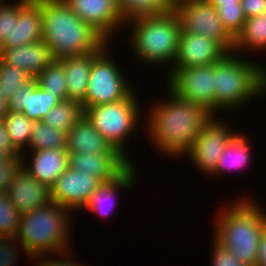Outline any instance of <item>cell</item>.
Here are the masks:
<instances>
[{"instance_id": "cell-1", "label": "cell", "mask_w": 266, "mask_h": 266, "mask_svg": "<svg viewBox=\"0 0 266 266\" xmlns=\"http://www.w3.org/2000/svg\"><path fill=\"white\" fill-rule=\"evenodd\" d=\"M168 93L170 99L155 102L144 122L148 124L150 140L159 151L180 157L189 152L195 138L213 115L199 104L182 99L170 90Z\"/></svg>"}, {"instance_id": "cell-2", "label": "cell", "mask_w": 266, "mask_h": 266, "mask_svg": "<svg viewBox=\"0 0 266 266\" xmlns=\"http://www.w3.org/2000/svg\"><path fill=\"white\" fill-rule=\"evenodd\" d=\"M42 9V40L54 60L103 51L109 43L80 19L64 0H36Z\"/></svg>"}, {"instance_id": "cell-3", "label": "cell", "mask_w": 266, "mask_h": 266, "mask_svg": "<svg viewBox=\"0 0 266 266\" xmlns=\"http://www.w3.org/2000/svg\"><path fill=\"white\" fill-rule=\"evenodd\" d=\"M249 198L237 199L219 214L213 239L241 263L256 266L259 241L266 229V210Z\"/></svg>"}, {"instance_id": "cell-4", "label": "cell", "mask_w": 266, "mask_h": 266, "mask_svg": "<svg viewBox=\"0 0 266 266\" xmlns=\"http://www.w3.org/2000/svg\"><path fill=\"white\" fill-rule=\"evenodd\" d=\"M255 63L230 52L213 64L214 116L219 110L241 109L251 99L266 94V66Z\"/></svg>"}, {"instance_id": "cell-5", "label": "cell", "mask_w": 266, "mask_h": 266, "mask_svg": "<svg viewBox=\"0 0 266 266\" xmlns=\"http://www.w3.org/2000/svg\"><path fill=\"white\" fill-rule=\"evenodd\" d=\"M51 201L44 206L21 215L15 235L19 246L29 259L42 254H57L70 249L71 213ZM70 227V228H69Z\"/></svg>"}, {"instance_id": "cell-6", "label": "cell", "mask_w": 266, "mask_h": 266, "mask_svg": "<svg viewBox=\"0 0 266 266\" xmlns=\"http://www.w3.org/2000/svg\"><path fill=\"white\" fill-rule=\"evenodd\" d=\"M126 24H133L130 40L138 60L149 63L148 66L169 64L167 67H173L181 33L180 21L173 10L160 16L133 19Z\"/></svg>"}, {"instance_id": "cell-7", "label": "cell", "mask_w": 266, "mask_h": 266, "mask_svg": "<svg viewBox=\"0 0 266 266\" xmlns=\"http://www.w3.org/2000/svg\"><path fill=\"white\" fill-rule=\"evenodd\" d=\"M134 93L136 92L132 91L118 102L92 106L84 110V115L97 132L131 164L124 144L141 121L138 97Z\"/></svg>"}, {"instance_id": "cell-8", "label": "cell", "mask_w": 266, "mask_h": 266, "mask_svg": "<svg viewBox=\"0 0 266 266\" xmlns=\"http://www.w3.org/2000/svg\"><path fill=\"white\" fill-rule=\"evenodd\" d=\"M110 44L94 59L89 74L83 110L101 104L114 103L125 99L134 88L128 85L108 50ZM111 57V58H110ZM133 89V90H132Z\"/></svg>"}, {"instance_id": "cell-9", "label": "cell", "mask_w": 266, "mask_h": 266, "mask_svg": "<svg viewBox=\"0 0 266 266\" xmlns=\"http://www.w3.org/2000/svg\"><path fill=\"white\" fill-rule=\"evenodd\" d=\"M173 11L181 32L205 35L217 41L228 53L234 51L235 38L223 26L217 9L207 0H174Z\"/></svg>"}, {"instance_id": "cell-10", "label": "cell", "mask_w": 266, "mask_h": 266, "mask_svg": "<svg viewBox=\"0 0 266 266\" xmlns=\"http://www.w3.org/2000/svg\"><path fill=\"white\" fill-rule=\"evenodd\" d=\"M166 77L168 90L182 99L203 106L214 116L213 64L169 69Z\"/></svg>"}, {"instance_id": "cell-11", "label": "cell", "mask_w": 266, "mask_h": 266, "mask_svg": "<svg viewBox=\"0 0 266 266\" xmlns=\"http://www.w3.org/2000/svg\"><path fill=\"white\" fill-rule=\"evenodd\" d=\"M216 116L203 126L201 132L195 138V141L186 154L192 160L195 167L206 173V175L215 174V168L218 159L221 157L229 139L235 134L231 132L230 126H226L224 122ZM218 120V121H217Z\"/></svg>"}, {"instance_id": "cell-12", "label": "cell", "mask_w": 266, "mask_h": 266, "mask_svg": "<svg viewBox=\"0 0 266 266\" xmlns=\"http://www.w3.org/2000/svg\"><path fill=\"white\" fill-rule=\"evenodd\" d=\"M101 184L92 174H84L68 167L50 188L51 200L73 213L84 208Z\"/></svg>"}, {"instance_id": "cell-13", "label": "cell", "mask_w": 266, "mask_h": 266, "mask_svg": "<svg viewBox=\"0 0 266 266\" xmlns=\"http://www.w3.org/2000/svg\"><path fill=\"white\" fill-rule=\"evenodd\" d=\"M64 1L80 19L92 26L109 43H111V37L115 35L114 33L118 32L117 28L126 25L116 0Z\"/></svg>"}, {"instance_id": "cell-14", "label": "cell", "mask_w": 266, "mask_h": 266, "mask_svg": "<svg viewBox=\"0 0 266 266\" xmlns=\"http://www.w3.org/2000/svg\"><path fill=\"white\" fill-rule=\"evenodd\" d=\"M227 53L217 41L205 35L181 32L176 59L173 67L169 69L212 65Z\"/></svg>"}, {"instance_id": "cell-15", "label": "cell", "mask_w": 266, "mask_h": 266, "mask_svg": "<svg viewBox=\"0 0 266 266\" xmlns=\"http://www.w3.org/2000/svg\"><path fill=\"white\" fill-rule=\"evenodd\" d=\"M6 193L21 215L52 201L50 188L40 184L22 165L15 172Z\"/></svg>"}, {"instance_id": "cell-16", "label": "cell", "mask_w": 266, "mask_h": 266, "mask_svg": "<svg viewBox=\"0 0 266 266\" xmlns=\"http://www.w3.org/2000/svg\"><path fill=\"white\" fill-rule=\"evenodd\" d=\"M61 100L43 90L36 78H32L7 99L8 111L22 112L32 121H41Z\"/></svg>"}, {"instance_id": "cell-17", "label": "cell", "mask_w": 266, "mask_h": 266, "mask_svg": "<svg viewBox=\"0 0 266 266\" xmlns=\"http://www.w3.org/2000/svg\"><path fill=\"white\" fill-rule=\"evenodd\" d=\"M68 165L84 174H92L102 183L117 179L131 163L121 154L71 153Z\"/></svg>"}, {"instance_id": "cell-18", "label": "cell", "mask_w": 266, "mask_h": 266, "mask_svg": "<svg viewBox=\"0 0 266 266\" xmlns=\"http://www.w3.org/2000/svg\"><path fill=\"white\" fill-rule=\"evenodd\" d=\"M26 152L21 154L22 166L40 183L51 188L57 178L69 167V154L65 148L31 151L30 164ZM25 161V162H24ZM26 165V166H25Z\"/></svg>"}, {"instance_id": "cell-19", "label": "cell", "mask_w": 266, "mask_h": 266, "mask_svg": "<svg viewBox=\"0 0 266 266\" xmlns=\"http://www.w3.org/2000/svg\"><path fill=\"white\" fill-rule=\"evenodd\" d=\"M42 9L36 0H20V13L10 36L0 48H13L42 40Z\"/></svg>"}, {"instance_id": "cell-20", "label": "cell", "mask_w": 266, "mask_h": 266, "mask_svg": "<svg viewBox=\"0 0 266 266\" xmlns=\"http://www.w3.org/2000/svg\"><path fill=\"white\" fill-rule=\"evenodd\" d=\"M0 59L25 71L32 78L54 60L48 45L43 40L13 48H0Z\"/></svg>"}, {"instance_id": "cell-21", "label": "cell", "mask_w": 266, "mask_h": 266, "mask_svg": "<svg viewBox=\"0 0 266 266\" xmlns=\"http://www.w3.org/2000/svg\"><path fill=\"white\" fill-rule=\"evenodd\" d=\"M65 149L68 154H120L97 132L85 115L66 133Z\"/></svg>"}, {"instance_id": "cell-22", "label": "cell", "mask_w": 266, "mask_h": 266, "mask_svg": "<svg viewBox=\"0 0 266 266\" xmlns=\"http://www.w3.org/2000/svg\"><path fill=\"white\" fill-rule=\"evenodd\" d=\"M136 172L134 163H132L117 179L108 183H102L91 195L83 209H88L93 213L95 212V214L104 216V218L109 216L116 206V195L118 196L119 190L121 188H131L134 185ZM107 202L111 204L108 205Z\"/></svg>"}, {"instance_id": "cell-23", "label": "cell", "mask_w": 266, "mask_h": 266, "mask_svg": "<svg viewBox=\"0 0 266 266\" xmlns=\"http://www.w3.org/2000/svg\"><path fill=\"white\" fill-rule=\"evenodd\" d=\"M101 52L97 51L84 56L60 59L65 72L68 100L81 103L85 99L91 65Z\"/></svg>"}, {"instance_id": "cell-24", "label": "cell", "mask_w": 266, "mask_h": 266, "mask_svg": "<svg viewBox=\"0 0 266 266\" xmlns=\"http://www.w3.org/2000/svg\"><path fill=\"white\" fill-rule=\"evenodd\" d=\"M247 137L235 133L226 144L221 157L218 159L215 175L222 174L224 171L238 170L246 165H250L251 161V149L252 148L247 141ZM222 172V173H221Z\"/></svg>"}, {"instance_id": "cell-25", "label": "cell", "mask_w": 266, "mask_h": 266, "mask_svg": "<svg viewBox=\"0 0 266 266\" xmlns=\"http://www.w3.org/2000/svg\"><path fill=\"white\" fill-rule=\"evenodd\" d=\"M266 50V15L251 16L245 20L242 31L235 38L234 53ZM240 51V52H238Z\"/></svg>"}, {"instance_id": "cell-26", "label": "cell", "mask_w": 266, "mask_h": 266, "mask_svg": "<svg viewBox=\"0 0 266 266\" xmlns=\"http://www.w3.org/2000/svg\"><path fill=\"white\" fill-rule=\"evenodd\" d=\"M123 21L160 16L173 10L174 0H116Z\"/></svg>"}, {"instance_id": "cell-27", "label": "cell", "mask_w": 266, "mask_h": 266, "mask_svg": "<svg viewBox=\"0 0 266 266\" xmlns=\"http://www.w3.org/2000/svg\"><path fill=\"white\" fill-rule=\"evenodd\" d=\"M83 116L82 104L67 100L54 106L41 121L53 129L67 133Z\"/></svg>"}, {"instance_id": "cell-28", "label": "cell", "mask_w": 266, "mask_h": 266, "mask_svg": "<svg viewBox=\"0 0 266 266\" xmlns=\"http://www.w3.org/2000/svg\"><path fill=\"white\" fill-rule=\"evenodd\" d=\"M35 78L43 90L56 95L61 101L68 100L65 72L60 60H53Z\"/></svg>"}, {"instance_id": "cell-29", "label": "cell", "mask_w": 266, "mask_h": 266, "mask_svg": "<svg viewBox=\"0 0 266 266\" xmlns=\"http://www.w3.org/2000/svg\"><path fill=\"white\" fill-rule=\"evenodd\" d=\"M12 144L24 153L30 141V134L35 121L27 118L22 112L8 111L3 118Z\"/></svg>"}, {"instance_id": "cell-30", "label": "cell", "mask_w": 266, "mask_h": 266, "mask_svg": "<svg viewBox=\"0 0 266 266\" xmlns=\"http://www.w3.org/2000/svg\"><path fill=\"white\" fill-rule=\"evenodd\" d=\"M65 137L66 133L53 129L42 121H37L31 131L27 147L30 151L65 148Z\"/></svg>"}, {"instance_id": "cell-31", "label": "cell", "mask_w": 266, "mask_h": 266, "mask_svg": "<svg viewBox=\"0 0 266 266\" xmlns=\"http://www.w3.org/2000/svg\"><path fill=\"white\" fill-rule=\"evenodd\" d=\"M32 77L25 71L4 63L0 59V89L6 99L30 81Z\"/></svg>"}, {"instance_id": "cell-32", "label": "cell", "mask_w": 266, "mask_h": 266, "mask_svg": "<svg viewBox=\"0 0 266 266\" xmlns=\"http://www.w3.org/2000/svg\"><path fill=\"white\" fill-rule=\"evenodd\" d=\"M21 214L15 209L6 192L0 193V237H15Z\"/></svg>"}, {"instance_id": "cell-33", "label": "cell", "mask_w": 266, "mask_h": 266, "mask_svg": "<svg viewBox=\"0 0 266 266\" xmlns=\"http://www.w3.org/2000/svg\"><path fill=\"white\" fill-rule=\"evenodd\" d=\"M227 31L236 38L242 31L246 17L242 4L235 5H213Z\"/></svg>"}, {"instance_id": "cell-34", "label": "cell", "mask_w": 266, "mask_h": 266, "mask_svg": "<svg viewBox=\"0 0 266 266\" xmlns=\"http://www.w3.org/2000/svg\"><path fill=\"white\" fill-rule=\"evenodd\" d=\"M8 4L0 0V45L10 36L20 13V0Z\"/></svg>"}, {"instance_id": "cell-35", "label": "cell", "mask_w": 266, "mask_h": 266, "mask_svg": "<svg viewBox=\"0 0 266 266\" xmlns=\"http://www.w3.org/2000/svg\"><path fill=\"white\" fill-rule=\"evenodd\" d=\"M21 156H7L0 162V193L8 191L15 172L22 165Z\"/></svg>"}, {"instance_id": "cell-36", "label": "cell", "mask_w": 266, "mask_h": 266, "mask_svg": "<svg viewBox=\"0 0 266 266\" xmlns=\"http://www.w3.org/2000/svg\"><path fill=\"white\" fill-rule=\"evenodd\" d=\"M210 266H247L239 262L229 250L223 248L214 239Z\"/></svg>"}, {"instance_id": "cell-37", "label": "cell", "mask_w": 266, "mask_h": 266, "mask_svg": "<svg viewBox=\"0 0 266 266\" xmlns=\"http://www.w3.org/2000/svg\"><path fill=\"white\" fill-rule=\"evenodd\" d=\"M11 244H10V242ZM13 242V243H12ZM15 243V244H14ZM17 243V244H16ZM19 243L13 237H0V266H14L18 252L16 246Z\"/></svg>"}, {"instance_id": "cell-38", "label": "cell", "mask_w": 266, "mask_h": 266, "mask_svg": "<svg viewBox=\"0 0 266 266\" xmlns=\"http://www.w3.org/2000/svg\"><path fill=\"white\" fill-rule=\"evenodd\" d=\"M70 251H71V249L57 253V255L59 257H61V258L58 257V260H56V258H55V260L52 258L47 259V258H45V257H47L45 254L35 256V257H33V259L36 258V261L38 260V258L40 259L39 262L37 261L38 265H36V266H85L79 262L77 263V261H75V262L70 261V260H72V258H71L72 256H70V253H71ZM68 256L70 257L69 260H68Z\"/></svg>"}, {"instance_id": "cell-39", "label": "cell", "mask_w": 266, "mask_h": 266, "mask_svg": "<svg viewBox=\"0 0 266 266\" xmlns=\"http://www.w3.org/2000/svg\"><path fill=\"white\" fill-rule=\"evenodd\" d=\"M0 153L6 156H21V152L12 144L9 138L6 123L0 119Z\"/></svg>"}, {"instance_id": "cell-40", "label": "cell", "mask_w": 266, "mask_h": 266, "mask_svg": "<svg viewBox=\"0 0 266 266\" xmlns=\"http://www.w3.org/2000/svg\"><path fill=\"white\" fill-rule=\"evenodd\" d=\"M241 4L246 19L266 12V0H241Z\"/></svg>"}, {"instance_id": "cell-41", "label": "cell", "mask_w": 266, "mask_h": 266, "mask_svg": "<svg viewBox=\"0 0 266 266\" xmlns=\"http://www.w3.org/2000/svg\"><path fill=\"white\" fill-rule=\"evenodd\" d=\"M256 266H266V229L263 231L259 241Z\"/></svg>"}, {"instance_id": "cell-42", "label": "cell", "mask_w": 266, "mask_h": 266, "mask_svg": "<svg viewBox=\"0 0 266 266\" xmlns=\"http://www.w3.org/2000/svg\"><path fill=\"white\" fill-rule=\"evenodd\" d=\"M7 112V99L4 97L0 89V119H3Z\"/></svg>"}, {"instance_id": "cell-43", "label": "cell", "mask_w": 266, "mask_h": 266, "mask_svg": "<svg viewBox=\"0 0 266 266\" xmlns=\"http://www.w3.org/2000/svg\"><path fill=\"white\" fill-rule=\"evenodd\" d=\"M212 5H235L241 4V0H207Z\"/></svg>"}, {"instance_id": "cell-44", "label": "cell", "mask_w": 266, "mask_h": 266, "mask_svg": "<svg viewBox=\"0 0 266 266\" xmlns=\"http://www.w3.org/2000/svg\"><path fill=\"white\" fill-rule=\"evenodd\" d=\"M6 157H7L6 155L0 153V162L3 161Z\"/></svg>"}]
</instances>
